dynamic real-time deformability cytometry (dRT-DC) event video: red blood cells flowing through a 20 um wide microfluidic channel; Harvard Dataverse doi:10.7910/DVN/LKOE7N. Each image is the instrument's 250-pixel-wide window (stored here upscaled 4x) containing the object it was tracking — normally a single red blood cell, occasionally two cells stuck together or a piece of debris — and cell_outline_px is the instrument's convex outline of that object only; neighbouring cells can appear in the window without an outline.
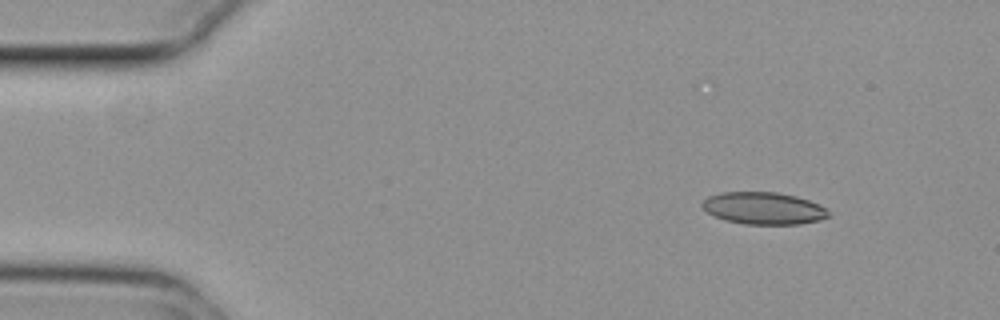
{"species": "common noctule bat (a hibernating species)", "species_latin": "Nyctalus noctula", "temperature_condition": "cold", "stored_images_in_passage": 10, "camera_frame_rate_fps": 3000, "um_per_image_px": 0.085, "animal": {"sex": "female", "body_mass_g": 29.2, "forearm_length_mm": 56.3}, "frame": {"image": 1, "passage_image": 1, "time_ms": 0.0, "image_size_px": [1000, 320], "cell_outline_px": [[832, 216], [820, 220], [800, 224], [744, 224], [724, 220], [708, 212], [700, 204], [708, 196], [720, 192], [776, 192], [796, 196], [808, 200], [824, 208]], "centroid_in_image_um": [64.89, 17.7], "position_along_channel_um": 20.1, "area_um2": 23.58}}
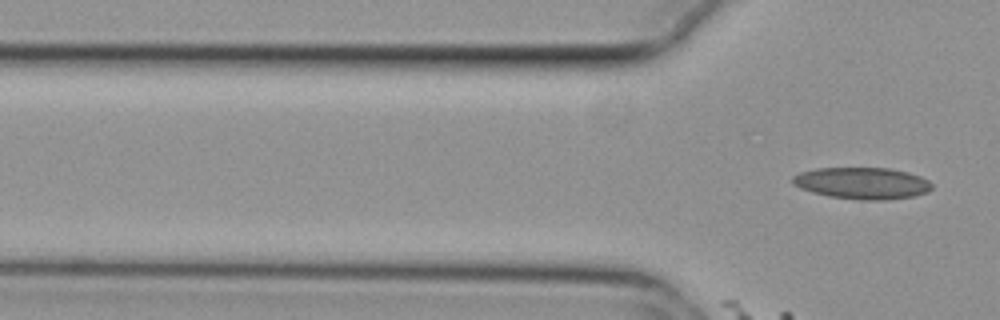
{"frame": {"image": 2, "passage_image": 10, "time_ms": 3.0, "image_size_px": [1000, 320], "cell_outline_px": [[932, 188], [928, 192], [916, 196], [888, 200], [860, 200], [828, 196], [812, 192], [800, 188], [792, 184], [792, 176], [800, 172], [816, 168], [892, 168], [908, 172], [920, 176], [928, 180], [932, 184]], "centroid_in_image_um": [73.3, 15.57], "position_along_channel_um": 52.5, "area_um2": 26.01}}